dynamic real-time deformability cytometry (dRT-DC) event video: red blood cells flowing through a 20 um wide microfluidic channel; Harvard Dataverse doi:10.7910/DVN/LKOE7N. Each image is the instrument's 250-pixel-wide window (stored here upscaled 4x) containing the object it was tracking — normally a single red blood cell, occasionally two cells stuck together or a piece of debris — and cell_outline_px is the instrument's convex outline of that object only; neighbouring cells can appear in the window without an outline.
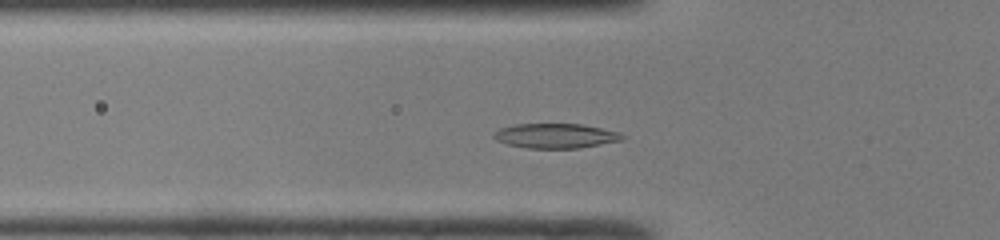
{"species": "common noctule bat (a hibernating species)", "species_latin": "Nyctalus noctula", "temperature_condition": "room temperature", "stored_images_in_passage": 40, "camera_frame_rate_fps": 3000, "um_per_image_px": 0.085, "animal": {"sex": "male", "body_mass_g": 19.0, "forearm_length_mm": 50.8}, "frame": {"image": 1, "passage_image": 8, "time_ms": 2.333, "image_size_px": [1000, 240], "cell_outline_px": [[624, 140], [576, 148], [524, 148], [508, 144], [496, 140], [492, 136], [492, 132], [500, 128], [516, 124], [580, 124], [620, 132], [624, 136]], "centroid_in_image_um": [47.19, 11.54], "position_along_channel_um": 78.6, "area_um2": 18.44}}
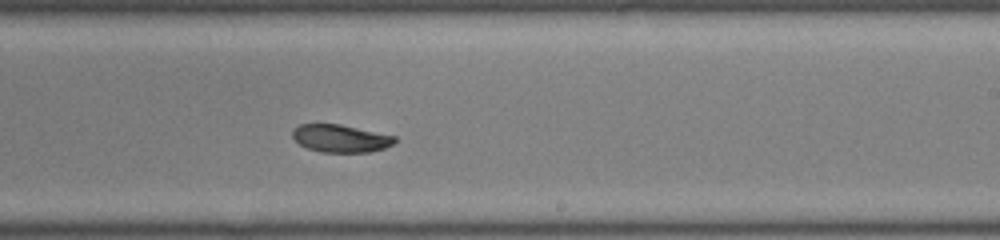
{"frame": {"image": 2, "passage_image": 21, "time_ms": 6.667, "image_size_px": [1000, 240], "cell_outline_px": [[396, 140], [392, 144], [384, 148], [368, 152], [320, 152], [308, 148], [300, 144], [292, 136], [292, 132], [300, 124], [340, 124], [396, 136]], "centroid_in_image_um": [28.96, 11.76], "position_along_channel_um": 260.0, "area_um2": 16.3}}
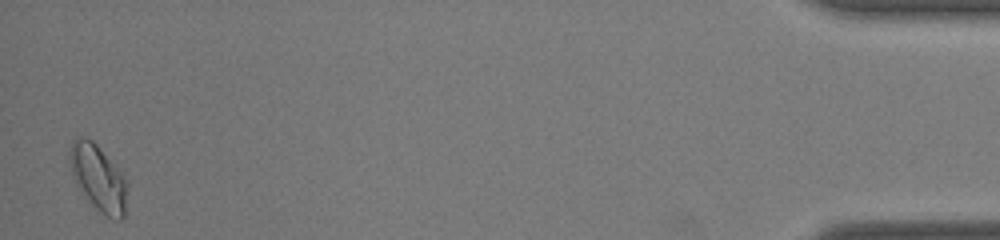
{"frame": {"image": 3, "passage_image": 39, "time_ms": 12.667, "image_size_px": [1000, 240], "cell_outline_px": [[128, 184], [124, 216], [120, 220], [116, 220], [100, 212], [96, 208], [76, 184], [72, 172], [68, 156], [72, 140], [80, 136], [92, 140], [96, 144], [128, 180]], "centroid_in_image_um": [8.37, 15.11], "position_along_channel_um": 426.8, "area_um2": 21.91}, "authors_computed_cell_mechanics": {"area_um2": 17.629, "velocity_mm_per_s": 4.1946, "shape_relaxation_time_tau1_ms": 3.7207, "shape_relaxation_time_tau2_ms": 4.4667, "deformation_change_tau1": 0.1215, "deformation_change_tau2": 0.0579}}